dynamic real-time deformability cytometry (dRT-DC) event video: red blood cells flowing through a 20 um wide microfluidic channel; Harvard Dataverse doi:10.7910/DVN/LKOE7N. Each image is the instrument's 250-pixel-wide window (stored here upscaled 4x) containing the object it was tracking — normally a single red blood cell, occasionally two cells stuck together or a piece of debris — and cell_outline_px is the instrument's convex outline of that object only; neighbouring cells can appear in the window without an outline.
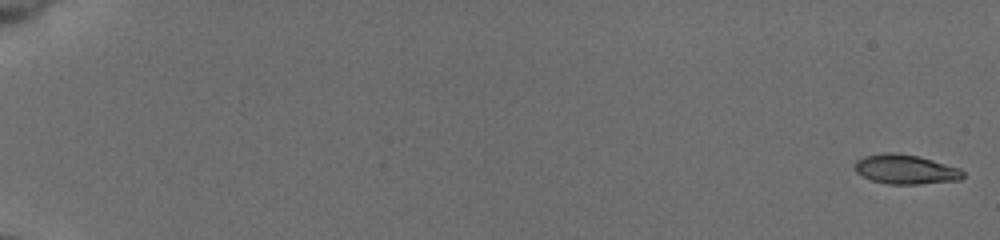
{"species": "common noctule bat (a hibernating species)", "species_latin": "Nyctalus noctula", "temperature_condition": "cold", "stored_images_in_passage": 55, "camera_frame_rate_fps": 3000, "um_per_image_px": 0.085, "animal": {"sex": "female", "body_mass_g": 19.5, "forearm_length_mm": 54.1}, "frame": {"image": 1, "passage_image": 1, "time_ms": 0.0, "image_size_px": [1000, 240], "cell_outline_px": [[964, 176], [960, 180], [920, 184], [888, 184], [872, 180], [856, 172], [852, 164], [856, 160], [864, 156], [884, 152], [892, 152], [920, 156], [960, 168], [964, 172]], "centroid_in_image_um": [76.96, 14.38], "position_along_channel_um": 8.0, "area_um2": 18.79}}
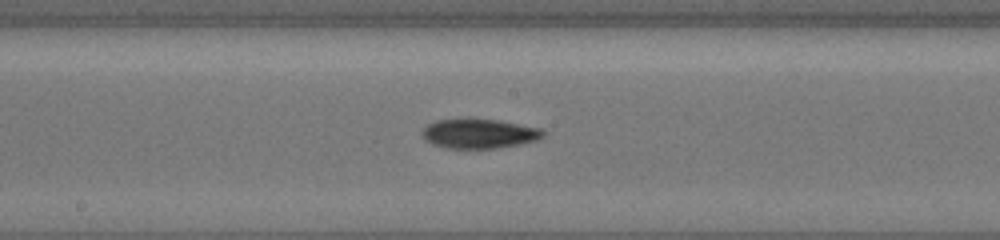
{"frame": {"image": 2, "passage_image": 32, "time_ms": 10.333, "image_size_px": [1000, 240], "cell_outline_px": [[544, 136], [536, 140], [520, 144], [496, 148], [444, 148], [432, 144], [424, 140], [420, 136], [420, 132], [428, 124], [436, 120], [468, 116], [500, 120], [544, 128]], "centroid_in_image_um": [40.69, 11.31], "position_along_channel_um": 207.5, "area_um2": 21.73}}
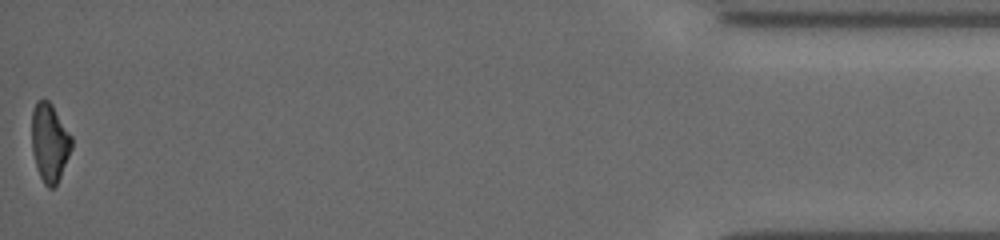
{"frame": {"image": 3, "passage_image": 55, "time_ms": 18.0, "image_size_px": [1000, 240], "cell_outline_px": [[72, 148], [60, 176], [56, 184], [52, 188], [48, 188], [44, 184], [40, 176], [32, 152], [32, 112], [36, 100], [48, 100], [52, 104], [72, 136]], "centroid_in_image_um": [4.22, 12.09], "position_along_channel_um": 431.0, "area_um2": 18.09}, "authors_computed_cell_mechanics": {"area_um2": 19.652, "velocity_mm_per_s": 3.9219, "shape_relaxation_time_tau1_ms": 5.7007, "shape_relaxation_time_tau2_ms": 7.8267, "deformation_change_tau1": 0.1551, "deformation_change_tau2": 0.1684}}